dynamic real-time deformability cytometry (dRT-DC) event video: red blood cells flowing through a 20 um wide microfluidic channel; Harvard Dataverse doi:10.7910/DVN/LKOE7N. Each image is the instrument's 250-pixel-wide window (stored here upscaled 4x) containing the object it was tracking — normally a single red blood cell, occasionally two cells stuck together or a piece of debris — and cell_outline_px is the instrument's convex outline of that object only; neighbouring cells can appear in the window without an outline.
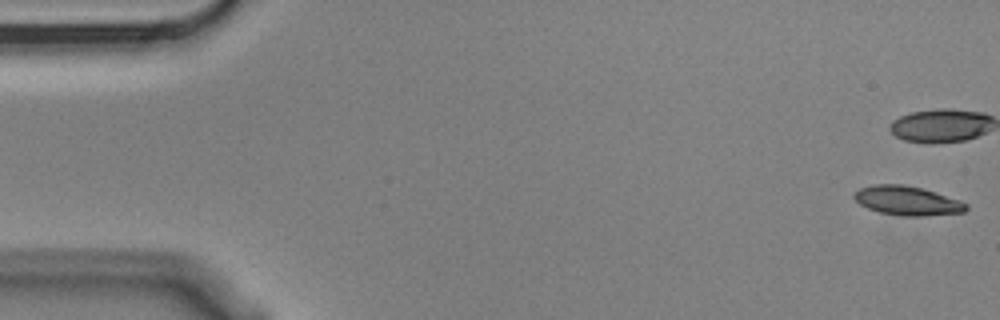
{"species": "Egyptian fruit bat (a non-hibernating species)", "species_latin": "Rousettus aegyptiacus", "temperature_condition": "cold", "stored_images_in_passage": 5, "camera_frame_rate_fps": 3000, "um_per_image_px": 0.085, "animal": {"sex": "male"}, "frame": {"image": 1, "passage_image": 1, "time_ms": 0.0, "image_size_px": [1000, 320], "cell_outline_px": [[968, 208], [964, 212], [924, 216], [904, 216], [880, 212], [868, 208], [860, 204], [852, 196], [860, 188], [876, 184], [904, 184], [920, 188], [960, 200], [968, 204]], "centroid_in_image_um": [77.13, 17.06], "position_along_channel_um": 7.9, "area_um2": 18.84}}